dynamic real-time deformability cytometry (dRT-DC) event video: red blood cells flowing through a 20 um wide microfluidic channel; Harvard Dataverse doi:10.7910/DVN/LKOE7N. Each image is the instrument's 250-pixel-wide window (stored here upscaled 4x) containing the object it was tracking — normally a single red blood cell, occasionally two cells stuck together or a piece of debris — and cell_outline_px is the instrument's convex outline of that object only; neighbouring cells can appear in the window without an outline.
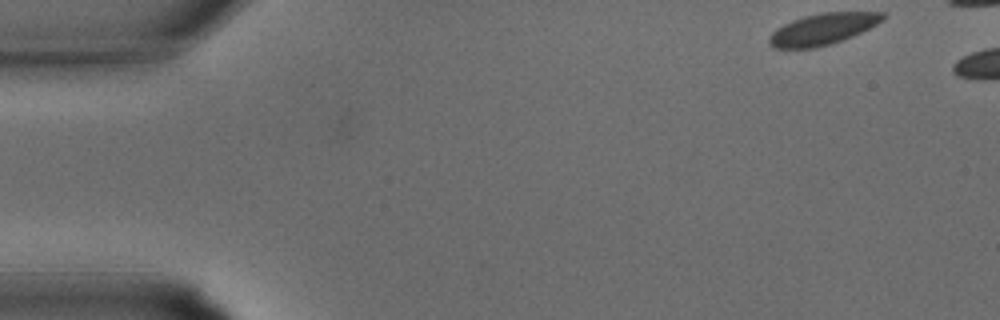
{"species": "common noctule bat (a hibernating species)", "species_latin": "Nyctalus noctula", "temperature_condition": "warm", "stored_images_in_passage": 11, "camera_frame_rate_fps": 3000, "um_per_image_px": 0.085, "animal": {"sex": "male", "body_mass_g": 15.6}, "frame": {"image": 1, "passage_image": 1, "time_ms": 0.0, "image_size_px": [1000, 320], "cell_outline_px": [[888, 16], [884, 20], [852, 36], [816, 48], [772, 48], [768, 44], [768, 36], [776, 28], [792, 20], [804, 16], [824, 12], [884, 12]], "centroid_in_image_um": [69.91, 2.46], "position_along_channel_um": 15.1, "area_um2": 20.69}}
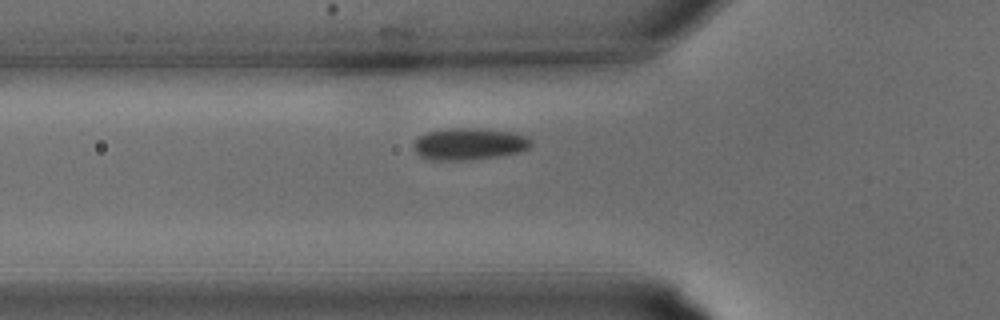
{"frame": {"image": 2, "passage_image": 10, "time_ms": 3.0, "image_size_px": [1000, 320], "cell_outline_px": [[532, 144], [528, 148], [520, 152], [500, 156], [468, 160], [432, 160], [420, 156], [412, 148], [412, 144], [420, 136], [428, 132], [448, 128], [480, 128], [508, 132], [528, 136], [532, 140]], "centroid_in_image_um": [39.88, 12.24], "position_along_channel_um": 85.9, "area_um2": 21.91}}